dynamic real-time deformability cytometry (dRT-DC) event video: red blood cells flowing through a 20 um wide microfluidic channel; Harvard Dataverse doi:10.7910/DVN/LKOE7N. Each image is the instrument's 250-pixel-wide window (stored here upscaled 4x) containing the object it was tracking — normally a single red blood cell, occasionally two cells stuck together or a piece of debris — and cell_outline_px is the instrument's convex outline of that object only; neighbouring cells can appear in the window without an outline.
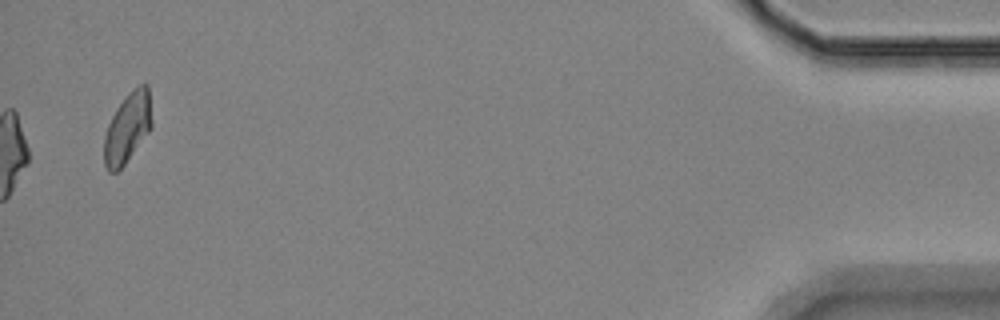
{"species": "Egyptian fruit bat (a non-hibernating species)", "species_latin": "Rousettus aegyptiacus", "temperature_condition": "room temperature", "stored_images_in_passage": 12, "camera_frame_rate_fps": 3000, "um_per_image_px": 0.085, "animal": {"sex": "female"}, "frame": {"image": 1, "passage_image": 12, "time_ms": 14.333, "image_size_px": [1000, 320], "cell_outline_px": [[152, 128], [124, 164], [116, 172], [108, 172], [104, 164], [104, 136], [108, 124], [116, 108], [132, 88], [140, 84], [148, 84], [152, 120]], "centroid_in_image_um": [10.84, 10.85], "position_along_channel_um": 424.4, "area_um2": 19.48}, "authors_computed_cell_mechanics": {"area_um2": 20.4901, "velocity_mm_per_s": 3.5116, "shape_relaxation_time_tau1_ms": null, "shape_relaxation_time_tau2_ms": 4.0246, "deformation_change_tau1": null, "deformation_change_tau2": 0.099}}